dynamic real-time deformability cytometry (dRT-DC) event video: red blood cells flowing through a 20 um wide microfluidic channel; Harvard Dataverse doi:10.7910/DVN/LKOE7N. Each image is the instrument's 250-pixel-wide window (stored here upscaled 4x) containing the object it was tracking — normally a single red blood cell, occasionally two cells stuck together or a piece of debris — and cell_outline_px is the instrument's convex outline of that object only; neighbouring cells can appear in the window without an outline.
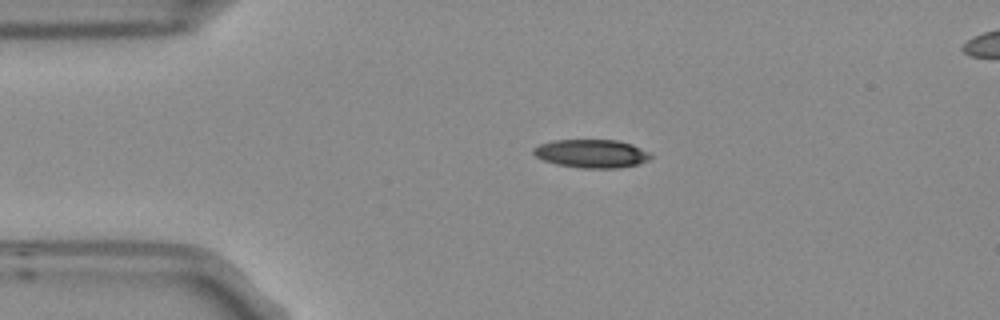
{"species": "Egyptian fruit bat (a non-hibernating species)", "species_latin": "Rousettus aegyptiacus", "temperature_condition": "room temperature", "stored_images_in_passage": 4, "segment_of_instrument_passage": [1, 2], "camera_frame_rate_fps": 3000, "um_per_image_px": 0.085, "frame": {"image": 1, "passage_image": 2, "time_ms": 0.333, "image_size_px": [1000, 320], "cell_outline_px": [[652, 156], [648, 160], [636, 164], [616, 168], [580, 168], [556, 164], [544, 160], [536, 156], [532, 152], [532, 148], [540, 144], [552, 140], [616, 140], [632, 144], [648, 152]], "centroid_in_image_um": [50.24, 13.05], "position_along_channel_um": 34.8, "area_um2": 19.25}}